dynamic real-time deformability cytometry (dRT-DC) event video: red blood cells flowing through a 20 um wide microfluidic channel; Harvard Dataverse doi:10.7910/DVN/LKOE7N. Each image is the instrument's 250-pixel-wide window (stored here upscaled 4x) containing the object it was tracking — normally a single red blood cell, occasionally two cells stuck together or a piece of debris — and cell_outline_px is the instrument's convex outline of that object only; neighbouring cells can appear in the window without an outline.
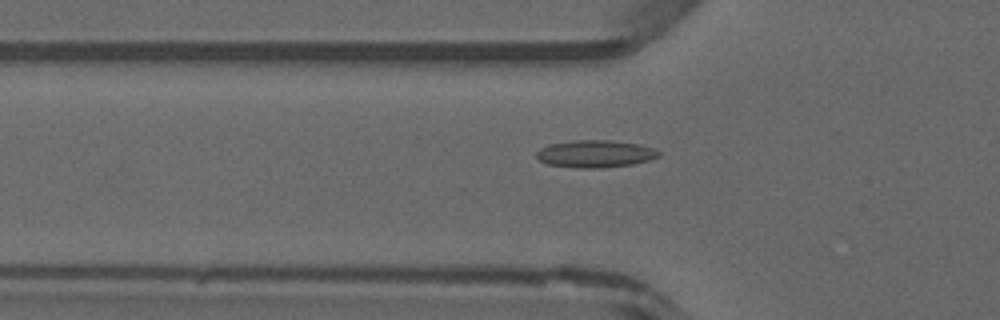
{"species": "common noctule bat (a hibernating species)", "species_latin": "Nyctalus noctula", "temperature_condition": "warm", "stored_images_in_passage": 6, "camera_frame_rate_fps": 3000, "um_per_image_px": 0.085, "animal": {"sex": "male", "forearm_length_mm": 52.5}, "frame": {"image": 1, "passage_image": 4, "time_ms": 1.0, "image_size_px": [1000, 320], "cell_outline_px": [[660, 156], [648, 160], [632, 164], [600, 168], [576, 168], [548, 164], [540, 160], [536, 156], [536, 152], [540, 148], [548, 144], [576, 140], [608, 140], [640, 144], [652, 148], [660, 152]], "centroid_in_image_um": [50.58, 13.07], "position_along_channel_um": 75.2, "area_um2": 19.42}}